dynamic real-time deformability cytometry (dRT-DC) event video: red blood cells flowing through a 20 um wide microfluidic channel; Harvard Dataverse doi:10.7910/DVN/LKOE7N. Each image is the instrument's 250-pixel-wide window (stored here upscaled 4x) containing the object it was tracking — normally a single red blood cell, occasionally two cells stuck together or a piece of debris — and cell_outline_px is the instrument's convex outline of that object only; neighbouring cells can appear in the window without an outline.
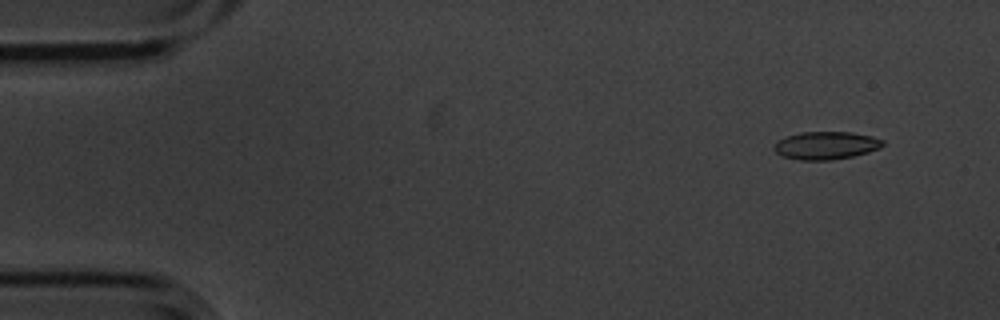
{"species": "common noctule bat (a hibernating species)", "species_latin": "Nyctalus noctula", "temperature_condition": "cold", "stored_images_in_passage": 5, "camera_frame_rate_fps": 3000, "um_per_image_px": 0.085, "animal": {"sex": "male", "body_mass_g": 20.1, "forearm_length_mm": 53.5}, "frame": {"image": 1, "passage_image": 2, "time_ms": 0.333, "image_size_px": [1000, 320], "cell_outline_px": [[884, 144], [880, 148], [868, 152], [852, 156], [832, 160], [800, 160], [784, 156], [776, 152], [772, 148], [784, 136], [800, 132], [852, 132], [872, 136], [884, 140]], "centroid_in_image_um": [70.22, 12.35], "position_along_channel_um": 14.8, "area_um2": 17.63}}
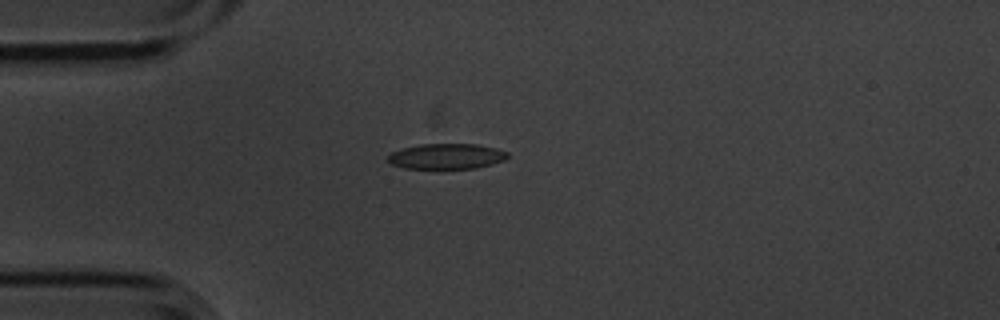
{"frame": {"image": 2, "passage_image": 5, "time_ms": 1.333, "image_size_px": [1000, 320], "cell_outline_px": [[508, 156], [504, 160], [492, 164], [476, 168], [404, 168], [392, 164], [388, 160], [388, 156], [392, 152], [400, 148], [420, 144], [476, 144], [496, 148], [508, 152]], "centroid_in_image_um": [37.95, 13.28], "position_along_channel_um": 47.0, "area_um2": 17.69}}